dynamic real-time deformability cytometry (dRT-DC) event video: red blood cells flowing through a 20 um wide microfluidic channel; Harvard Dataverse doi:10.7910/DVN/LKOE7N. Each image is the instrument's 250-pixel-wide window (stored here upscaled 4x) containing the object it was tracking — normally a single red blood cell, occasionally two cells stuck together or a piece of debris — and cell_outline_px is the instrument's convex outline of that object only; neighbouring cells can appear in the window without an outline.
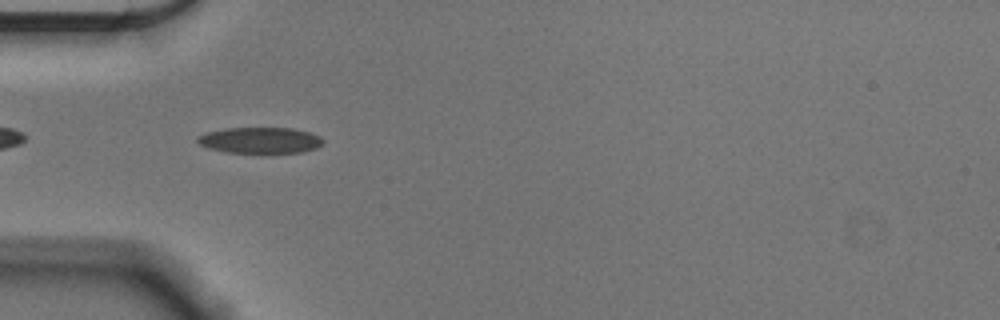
{"species": "Egyptian fruit bat (a non-hibernating species)", "species_latin": "Rousettus aegyptiacus", "temperature_condition": "cold", "stored_images_in_passage": 41, "camera_frame_rate_fps": 3000, "um_per_image_px": 0.085, "animal": {"sex": "male"}, "frame": {"image": 1, "passage_image": 3, "time_ms": 0.667, "image_size_px": [1000, 320], "cell_outline_px": [[324, 144], [316, 148], [304, 152], [224, 152], [208, 148], [200, 144], [196, 140], [196, 136], [208, 132], [228, 128], [292, 128], [308, 132], [320, 136], [324, 140]], "centroid_in_image_um": [22.13, 11.92], "position_along_channel_um": 62.9, "area_um2": 18.96}}
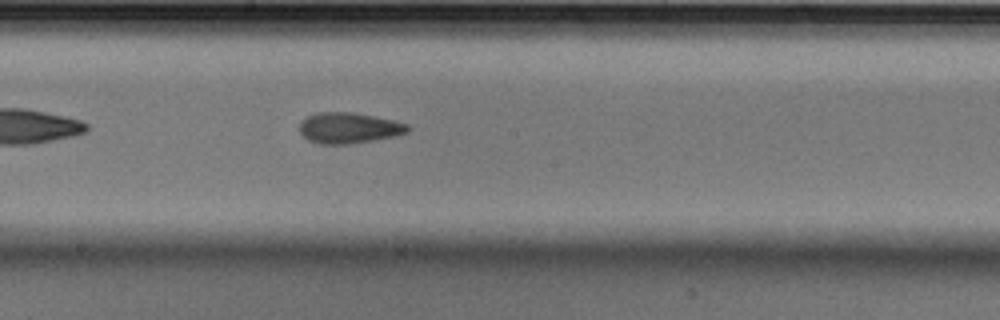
{"frame": {"image": 2, "passage_image": 16, "time_ms": 5.0, "image_size_px": [1000, 320], "cell_outline_px": [[408, 132], [396, 136], [352, 144], [320, 144], [308, 140], [300, 132], [300, 124], [308, 116], [316, 112], [352, 112], [392, 120], [408, 124]], "centroid_in_image_um": [29.65, 10.88], "position_along_channel_um": 218.5, "area_um2": 19.31}}
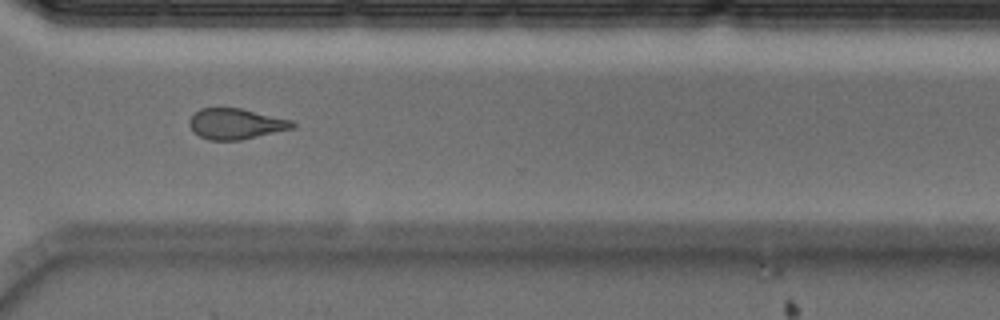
{"frame": {"image": 3, "passage_image": 27, "time_ms": 8.667, "image_size_px": [1000, 320], "cell_outline_px": [[296, 124], [292, 128], [240, 140], [208, 140], [192, 132], [188, 124], [188, 120], [200, 108], [240, 108], [292, 120]], "centroid_in_image_um": [19.99, 10.52], "position_along_channel_um": 350.6, "area_um2": 18.32}, "authors_computed_cell_mechanics": {"area_um2": 18.9584, "velocity_mm_per_s": 3.6083, "shape_relaxation_time_tau1_ms": 9.5607, "shape_relaxation_time_tau2_ms": 3.7605, "deformation_change_tau1": 0.1598, "deformation_change_tau2": 0.1169}}